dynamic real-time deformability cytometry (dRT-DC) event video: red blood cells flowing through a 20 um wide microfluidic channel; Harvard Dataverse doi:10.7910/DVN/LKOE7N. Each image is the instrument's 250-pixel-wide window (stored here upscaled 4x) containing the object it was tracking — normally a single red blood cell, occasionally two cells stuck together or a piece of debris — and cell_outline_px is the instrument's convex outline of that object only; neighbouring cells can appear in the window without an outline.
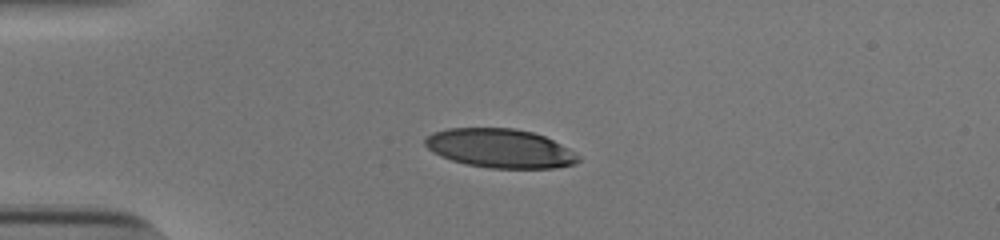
{"species": "human", "species_latin": "Homo sapiens", "temperature_condition": "cold", "stored_images_in_passage": 40, "camera_frame_rate_fps": 3000, "um_per_image_px": 0.085, "donor": {"sex": "male"}, "frame": {"image": 1, "passage_image": 1, "time_ms": 0.0, "image_size_px": [1000, 240], "cell_outline_px": [[580, 160], [576, 164], [556, 168], [488, 168], [464, 164], [440, 156], [432, 152], [424, 144], [424, 140], [432, 132], [448, 128], [516, 128], [532, 132], [544, 136], [568, 148], [580, 156]], "centroid_in_image_um": [42.5, 12.61], "position_along_channel_um": 42.5, "area_um2": 34.97}}
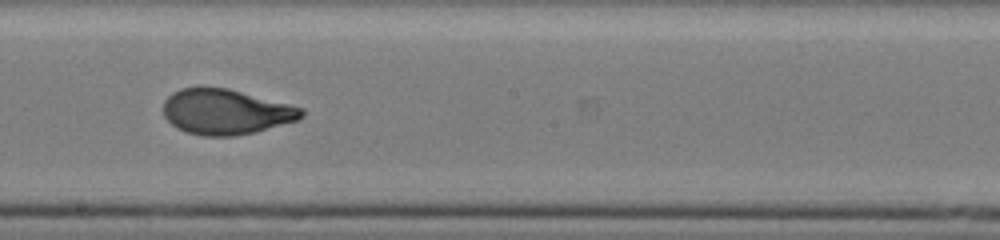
{"frame": {"image": 2, "passage_image": 18, "time_ms": 5.667, "image_size_px": [1000, 240], "cell_outline_px": [[304, 116], [300, 120], [256, 132], [232, 136], [204, 136], [188, 132], [176, 128], [164, 116], [164, 100], [172, 92], [180, 88], [228, 88], [304, 108]], "centroid_in_image_um": [19.22, 9.51], "position_along_channel_um": 229.0, "area_um2": 36.47}}
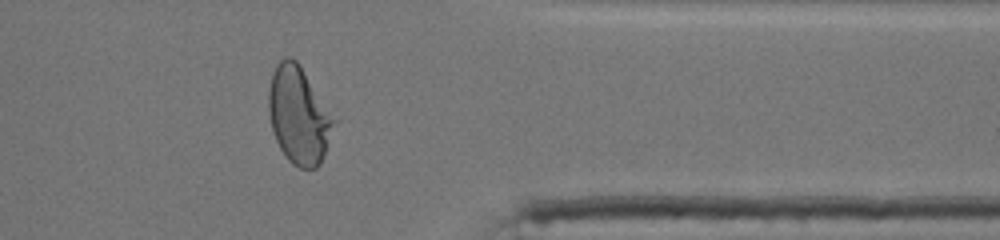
{"frame": {"image": 3, "passage_image": 31, "time_ms": 10.0, "image_size_px": [1000, 240], "cell_outline_px": [[336, 120], [320, 164], [316, 168], [300, 168], [292, 164], [288, 160], [280, 148], [272, 132], [268, 112], [268, 88], [272, 72], [276, 64], [284, 56], [292, 56], [296, 60]], "centroid_in_image_um": [25.35, 9.78], "position_along_channel_um": 386.1, "area_um2": 36.76}, "authors_computed_cell_mechanics": {"area_um2": 37.0787, "velocity_mm_per_s": 3.8653, "shape_relaxation_time_tau1_ms": 4.9874, "shape_relaxation_time_tau2_ms": 0.7587, "deformation_change_tau1": 0.2143, "deformation_change_tau2": 0.0626}}